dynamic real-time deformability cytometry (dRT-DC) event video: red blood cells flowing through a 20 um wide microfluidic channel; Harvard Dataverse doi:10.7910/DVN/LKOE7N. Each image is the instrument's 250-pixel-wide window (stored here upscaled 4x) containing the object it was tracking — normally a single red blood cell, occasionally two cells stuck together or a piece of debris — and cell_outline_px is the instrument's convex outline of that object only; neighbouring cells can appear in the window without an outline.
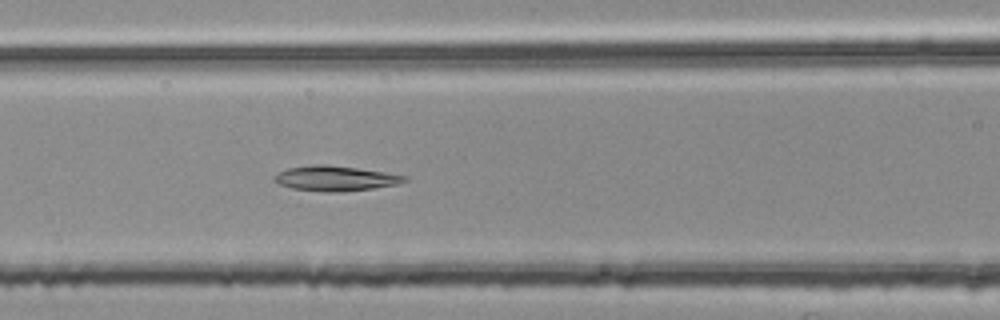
{"species": "common noctule bat (a hibernating species)", "species_latin": "Nyctalus noctula", "temperature_condition": "room temperature", "stored_images_in_passage": 48, "camera_frame_rate_fps": 3000, "um_per_image_px": 0.085, "animal": {"sex": "female", "body_mass_g": 25.1}, "frame": {"image": 1, "passage_image": 18, "time_ms": 5.667, "image_size_px": [1000, 320], "cell_outline_px": [[408, 180], [400, 184], [372, 188], [336, 192], [320, 192], [292, 188], [276, 184], [272, 180], [280, 172], [288, 168], [312, 164], [328, 164], [384, 172], [408, 176]], "centroid_in_image_um": [28.49, 15.16], "position_along_channel_um": 138.1, "area_um2": 19.07}}
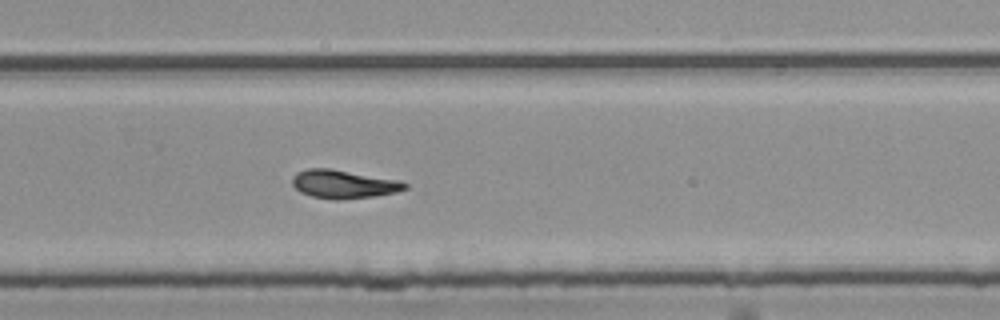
{"frame": {"image": 2, "passage_image": 31, "time_ms": 10.0, "image_size_px": [1000, 320], "cell_outline_px": [[408, 188], [396, 192], [372, 196], [340, 200], [336, 200], [312, 196], [300, 192], [292, 184], [292, 176], [296, 172], [308, 168], [332, 168], [400, 180], [408, 184]], "centroid_in_image_um": [29.2, 15.64], "position_along_channel_um": 300.6, "area_um2": 18.79}}
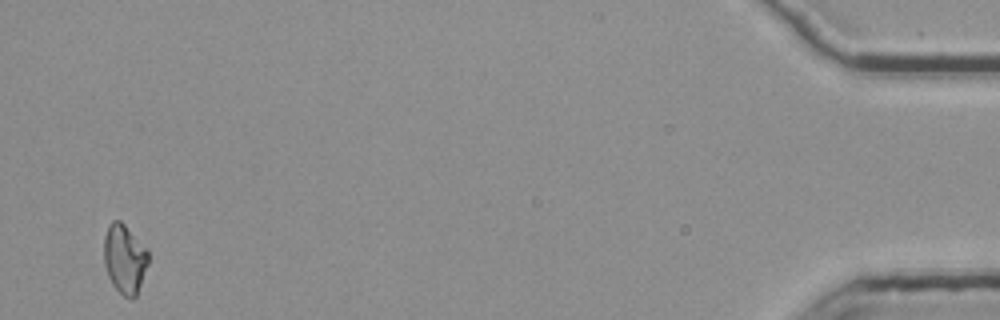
{"frame": {"image": 3, "passage_image": 48, "time_ms": 15.667, "image_size_px": [1000, 320], "cell_outline_px": [[148, 264], [136, 296], [132, 300], [124, 296], [112, 284], [108, 276], [104, 264], [104, 236], [108, 224], [112, 220], [120, 220], [148, 248]], "centroid_in_image_um": [10.59, 21.98], "position_along_channel_um": 424.6, "area_um2": 18.03}, "authors_computed_cell_mechanics": {"area_um2": 18.5249, "velocity_mm_per_s": 3.7667, "shape_relaxation_time_tau1_ms": null, "shape_relaxation_time_tau2_ms": 8.702, "deformation_change_tau1": null, "deformation_change_tau2": 0.15}}